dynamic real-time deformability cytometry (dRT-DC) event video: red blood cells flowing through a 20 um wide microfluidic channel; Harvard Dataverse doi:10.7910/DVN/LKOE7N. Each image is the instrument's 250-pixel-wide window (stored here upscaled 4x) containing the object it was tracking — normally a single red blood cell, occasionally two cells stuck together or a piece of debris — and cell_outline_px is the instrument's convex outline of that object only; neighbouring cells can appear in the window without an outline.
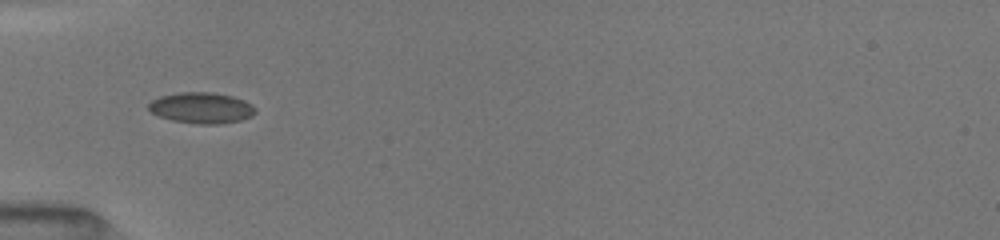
{"species": "common noctule bat (a hibernating species)", "species_latin": "Nyctalus noctula", "temperature_condition": "room temperature", "stored_images_in_passage": 54, "camera_frame_rate_fps": 3000, "um_per_image_px": 0.085, "animal": {"sex": "female", "body_mass_g": 19.5, "forearm_length_mm": 54.1}, "frame": {"image": 1, "passage_image": 1, "time_ms": 0.0, "image_size_px": [1000, 240], "cell_outline_px": [[256, 112], [252, 116], [240, 120], [220, 124], [196, 124], [172, 120], [160, 116], [152, 112], [148, 108], [148, 104], [152, 100], [160, 96], [180, 92], [212, 92], [232, 96], [244, 100], [252, 104], [256, 108]], "centroid_in_image_um": [17.15, 9.17], "position_along_channel_um": 67.9, "area_um2": 19.31}}
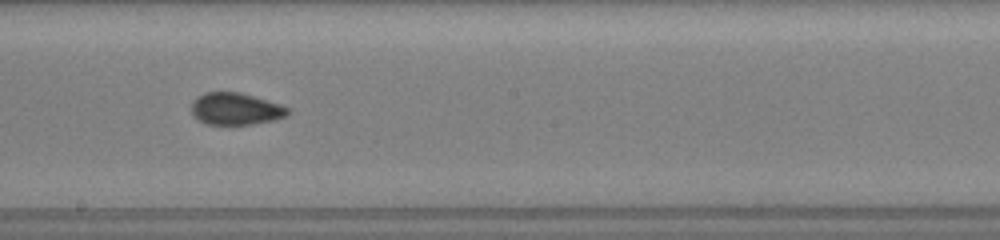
{"frame": {"image": 2, "passage_image": 17, "time_ms": 4.0, "image_size_px": [1000, 240], "cell_outline_px": [[292, 112], [288, 116], [272, 120], [252, 124], [204, 124], [192, 112], [192, 100], [196, 96], [204, 92], [240, 92], [280, 104], [292, 108]], "centroid_in_image_um": [20.07, 9.24], "position_along_channel_um": 228.1, "area_um2": 18.09}}
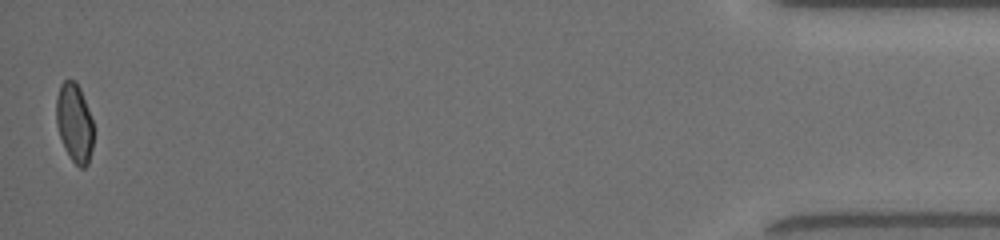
{"frame": {"image": 3, "passage_image": 52, "time_ms": 11.0, "image_size_px": [1000, 240], "cell_outline_px": [[92, 148], [88, 164], [84, 168], [80, 168], [72, 160], [60, 136], [56, 124], [56, 96], [60, 84], [64, 80], [76, 80], [80, 88], [92, 120]], "centroid_in_image_um": [6.31, 10.4], "position_along_channel_um": 428.9, "area_um2": 16.88}, "authors_computed_cell_mechanics": {"area_um2": 17.6001, "velocity_mm_per_s": 4.0526, "shape_relaxation_time_tau1_ms": null, "shape_relaxation_time_tau2_ms": 1.1735, "deformation_change_tau1": null, "deformation_change_tau2": 0.0635}}